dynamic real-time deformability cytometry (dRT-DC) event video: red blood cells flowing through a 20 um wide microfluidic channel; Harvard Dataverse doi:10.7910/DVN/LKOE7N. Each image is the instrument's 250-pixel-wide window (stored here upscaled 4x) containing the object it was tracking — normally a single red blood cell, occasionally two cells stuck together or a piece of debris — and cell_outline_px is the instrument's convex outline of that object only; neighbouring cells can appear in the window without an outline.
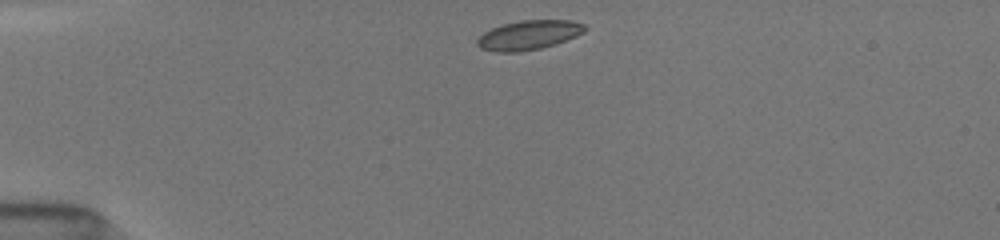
{"species": "common noctule bat (a hibernating species)", "species_latin": "Nyctalus noctula", "temperature_condition": "room temperature", "stored_images_in_passage": 9, "camera_frame_rate_fps": 3000, "um_per_image_px": 0.085, "animal": {"sex": "female", "body_mass_g": 19.5, "forearm_length_mm": 54.1}, "frame": {"image": 1, "passage_image": 1, "time_ms": 0.0, "image_size_px": [1000, 240], "cell_outline_px": [[588, 28], [584, 32], [576, 36], [540, 48], [520, 52], [496, 52], [480, 48], [476, 44], [476, 40], [484, 32], [492, 28], [504, 24], [520, 20], [572, 20], [584, 24]], "centroid_in_image_um": [44.93, 2.97], "position_along_channel_um": 40.1, "area_um2": 18.32}}